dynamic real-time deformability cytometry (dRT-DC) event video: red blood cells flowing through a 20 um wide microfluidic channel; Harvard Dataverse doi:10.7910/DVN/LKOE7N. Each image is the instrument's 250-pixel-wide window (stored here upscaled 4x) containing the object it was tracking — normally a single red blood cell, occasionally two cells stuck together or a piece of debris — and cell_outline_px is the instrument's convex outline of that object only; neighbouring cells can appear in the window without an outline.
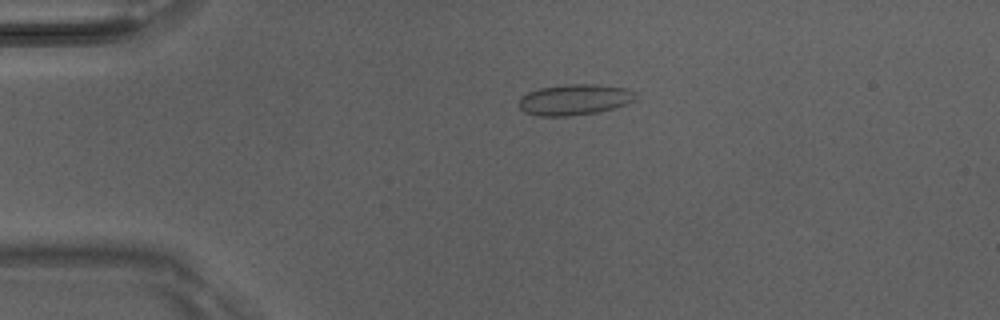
{"species": "Egyptian fruit bat (a non-hibernating species)", "species_latin": "Rousettus aegyptiacus", "temperature_condition": "room temperature", "stored_images_in_passage": 3, "camera_frame_rate_fps": 3000, "um_per_image_px": 0.085, "animal": {"sex": "male"}, "frame": {"image": 1, "passage_image": 2, "time_ms": 0.333, "image_size_px": [1000, 320], "cell_outline_px": [[636, 100], [628, 104], [596, 112], [572, 116], [536, 116], [524, 112], [520, 108], [520, 100], [528, 92], [540, 88], [568, 84], [596, 84], [624, 88], [636, 92]], "centroid_in_image_um": [48.86, 8.47], "position_along_channel_um": 36.1, "area_um2": 20.92}}